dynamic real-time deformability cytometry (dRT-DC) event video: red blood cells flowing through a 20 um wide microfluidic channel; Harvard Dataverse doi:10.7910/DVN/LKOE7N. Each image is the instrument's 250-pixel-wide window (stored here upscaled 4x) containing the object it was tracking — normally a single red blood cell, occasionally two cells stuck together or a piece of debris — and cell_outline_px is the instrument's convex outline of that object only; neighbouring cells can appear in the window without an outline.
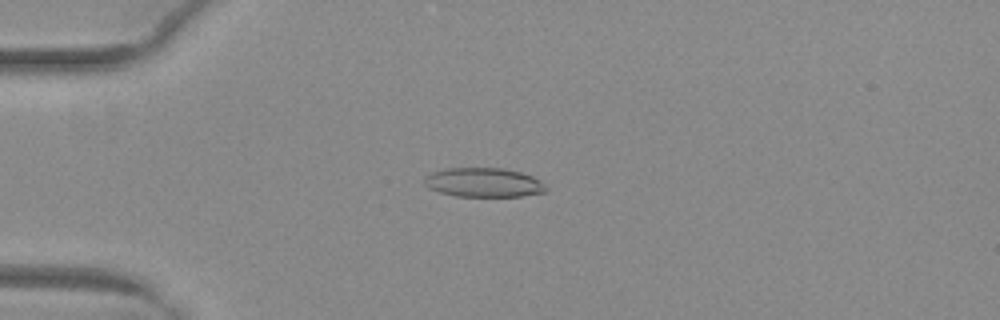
{"species": "common noctule bat (a hibernating species)", "species_latin": "Nyctalus noctula", "temperature_condition": "warm", "stored_images_in_passage": 47, "camera_frame_rate_fps": 3000, "um_per_image_px": 0.085, "animal": {"sex": "female", "body_mass_g": 29.2, "forearm_length_mm": 56.3}, "frame": {"image": 1, "passage_image": 15, "time_ms": 4.667, "image_size_px": [1000, 320], "cell_outline_px": [[548, 188], [544, 192], [520, 196], [456, 196], [440, 192], [428, 188], [424, 184], [424, 176], [432, 172], [444, 168], [504, 168], [520, 172], [532, 176], [540, 180]], "centroid_in_image_um": [41.08, 15.5], "position_along_channel_um": 43.9, "area_um2": 20.75}}
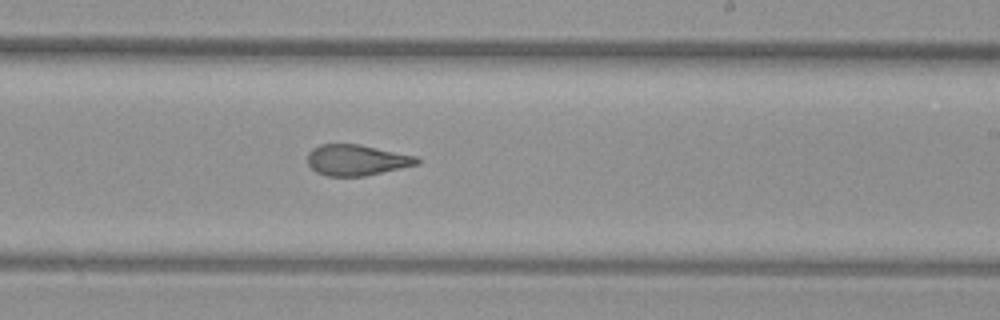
{"frame": {"image": 2, "passage_image": 33, "time_ms": 10.667, "image_size_px": [1000, 320], "cell_outline_px": [[420, 164], [364, 176], [328, 176], [316, 172], [308, 164], [308, 152], [312, 148], [320, 144], [360, 144], [416, 156], [420, 160]], "centroid_in_image_um": [30.31, 13.6], "position_along_channel_um": 258.7, "area_um2": 19.71}}
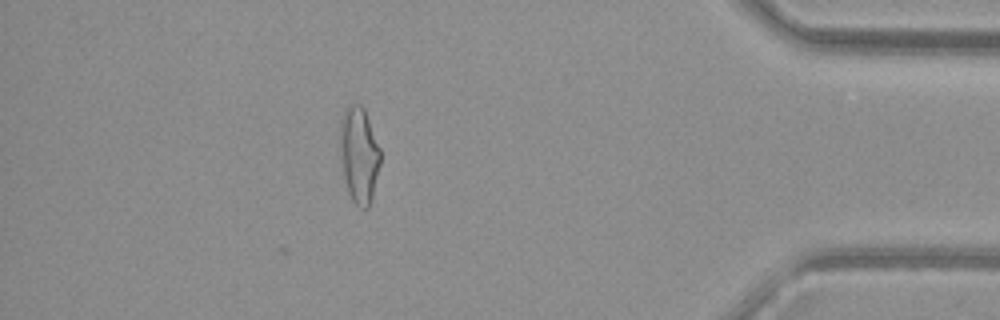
{"frame": {"image": 3, "passage_image": 47, "time_ms": 15.333, "image_size_px": [1000, 320], "cell_outline_px": [[380, 164], [372, 196], [368, 208], [360, 208], [352, 200], [348, 192], [340, 160], [340, 124], [344, 108], [352, 104], [360, 104], [364, 108], [380, 148]], "centroid_in_image_um": [30.51, 13.14], "position_along_channel_um": 404.7, "area_um2": 22.54}, "authors_computed_cell_mechanics": {"area_um2": 21.1548, "velocity_mm_per_s": 4.0429, "shape_relaxation_time_tau1_ms": null, "shape_relaxation_time_tau2_ms": 1.9707, "deformation_change_tau1": null, "deformation_change_tau2": 0.0948}}